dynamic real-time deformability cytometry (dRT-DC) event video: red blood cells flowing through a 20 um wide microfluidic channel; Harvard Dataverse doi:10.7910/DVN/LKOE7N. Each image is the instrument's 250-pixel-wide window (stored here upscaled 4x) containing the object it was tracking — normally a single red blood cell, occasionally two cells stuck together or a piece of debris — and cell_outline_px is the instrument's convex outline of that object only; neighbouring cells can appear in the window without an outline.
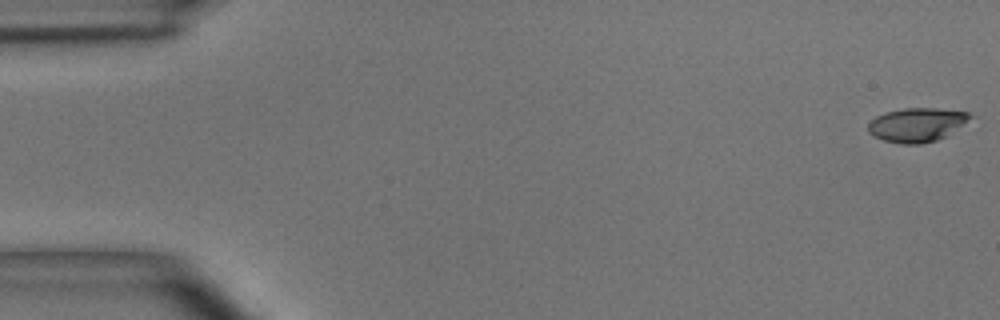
{"species": "common noctule bat (a hibernating species)", "species_latin": "Nyctalus noctula", "temperature_condition": "room temperature", "stored_images_in_passage": 13, "camera_frame_rate_fps": 3000, "um_per_image_px": 0.085, "animal": {"sex": "male", "body_mass_g": 15.6}, "frame": {"image": 1, "passage_image": 1, "time_ms": 0.0, "image_size_px": [1000, 320], "cell_outline_px": [[980, 128], [936, 140], [920, 144], [904, 144], [884, 140], [868, 132], [868, 124], [876, 116], [884, 112], [904, 108], [936, 108], [968, 112], [976, 116]], "centroid_in_image_um": [78.3, 10.61], "position_along_channel_um": 6.7, "area_um2": 21.96}}
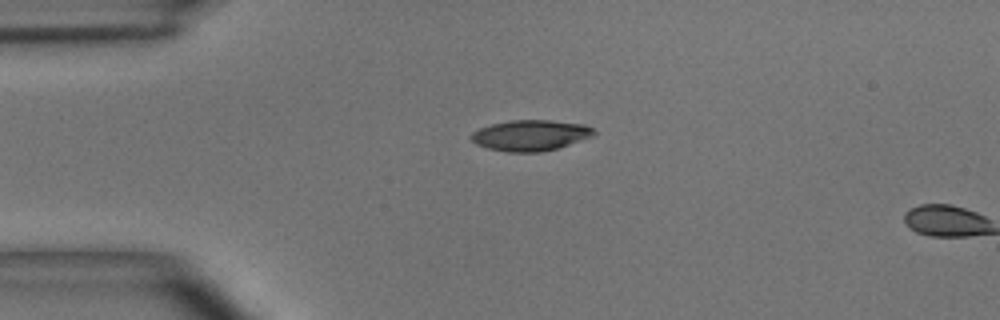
{"frame": {"image": 2, "passage_image": 12, "time_ms": 3.667, "image_size_px": [1000, 320], "cell_outline_px": [[596, 136], [556, 148], [540, 152], [508, 152], [488, 148], [476, 144], [468, 136], [472, 132], [480, 128], [492, 124], [512, 120], [548, 120], [584, 124], [592, 128], [596, 132]], "centroid_in_image_um": [45.1, 11.5], "position_along_channel_um": 39.9, "area_um2": 22.02}}